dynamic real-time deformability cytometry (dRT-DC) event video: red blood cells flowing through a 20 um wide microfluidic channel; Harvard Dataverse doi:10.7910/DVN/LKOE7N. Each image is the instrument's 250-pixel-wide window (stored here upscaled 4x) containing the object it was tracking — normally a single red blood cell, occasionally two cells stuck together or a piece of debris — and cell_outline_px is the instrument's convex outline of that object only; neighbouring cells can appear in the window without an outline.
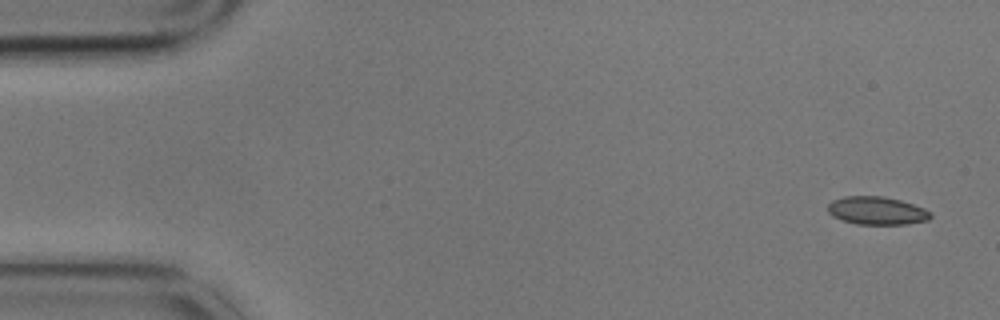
{"species": "common noctule bat (a hibernating species)", "species_latin": "Nyctalus noctula", "temperature_condition": "cold", "stored_images_in_passage": 5, "camera_frame_rate_fps": 3000, "um_per_image_px": 0.085, "animal": {"sex": "male", "body_mass_g": 17.9}, "frame": {"image": 1, "passage_image": 1, "time_ms": 0.0, "image_size_px": [1000, 320], "cell_outline_px": [[932, 216], [928, 220], [908, 224], [856, 224], [832, 216], [828, 212], [828, 204], [832, 200], [844, 196], [884, 196], [900, 200], [924, 208], [932, 212]], "centroid_in_image_um": [74.54, 17.9], "position_along_channel_um": 10.5, "area_um2": 16.82}}
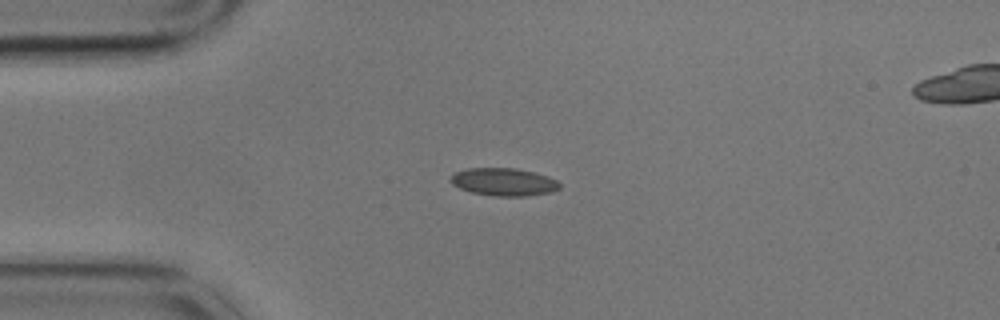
{"frame": {"image": 2, "passage_image": 4, "time_ms": 1.0, "image_size_px": [1000, 320], "cell_outline_px": [[560, 188], [552, 192], [528, 196], [492, 196], [472, 192], [460, 188], [452, 184], [448, 180], [448, 176], [456, 172], [468, 168], [516, 168], [548, 176], [556, 180], [560, 184]], "centroid_in_image_um": [42.79, 15.47], "position_along_channel_um": 42.2, "area_um2": 17.74}}